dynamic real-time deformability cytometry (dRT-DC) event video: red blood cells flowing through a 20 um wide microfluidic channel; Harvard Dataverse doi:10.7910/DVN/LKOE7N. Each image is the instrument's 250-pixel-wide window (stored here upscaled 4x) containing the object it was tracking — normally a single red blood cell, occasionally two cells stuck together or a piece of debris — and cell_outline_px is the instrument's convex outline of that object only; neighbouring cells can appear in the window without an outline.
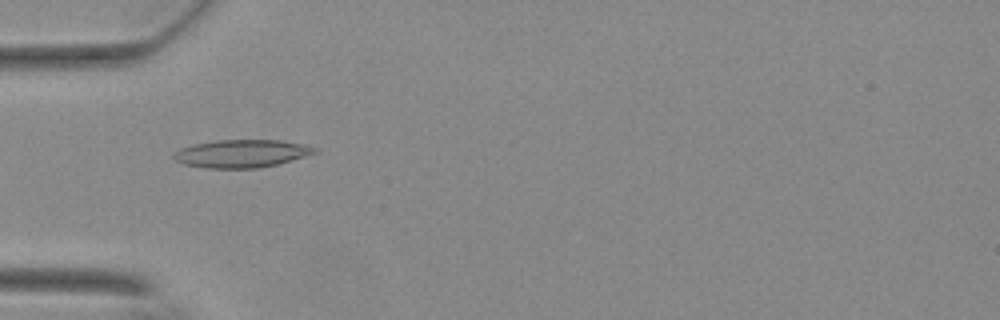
{"species": "Egyptian fruit bat (a non-hibernating species)", "species_latin": "Rousettus aegyptiacus", "temperature_condition": "warm", "stored_images_in_passage": 27, "camera_frame_rate_fps": 3000, "um_per_image_px": 0.085, "animal": {"sex": "female"}, "frame": {"image": 1, "passage_image": 1, "time_ms": 0.0, "image_size_px": [1000, 320], "cell_outline_px": [[320, 152], [276, 164], [260, 168], [208, 168], [184, 164], [176, 160], [172, 156], [172, 152], [180, 148], [192, 144], [216, 140], [280, 140], [304, 144], [320, 148]], "centroid_in_image_um": [20.55, 13.04], "position_along_channel_um": 64.5, "area_um2": 23.06}}
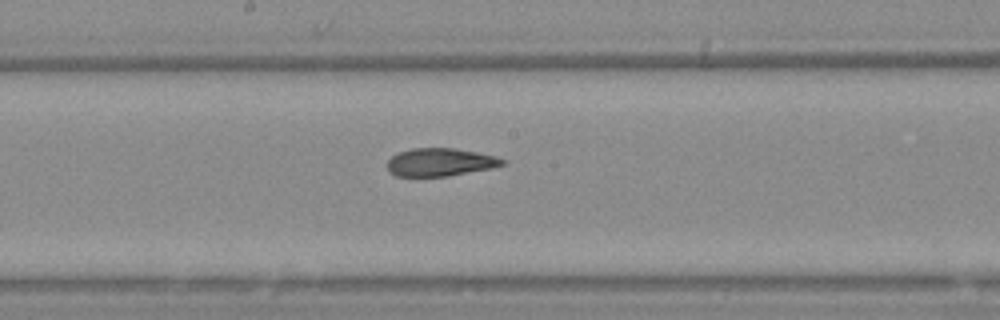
{"frame": {"image": 2, "passage_image": 13, "time_ms": 4.0, "image_size_px": [1000, 320], "cell_outline_px": [[504, 164], [492, 168], [448, 176], [396, 176], [388, 172], [388, 160], [396, 152], [412, 148], [452, 148], [476, 152], [496, 156], [504, 160]], "centroid_in_image_um": [37.37, 13.78], "position_along_channel_um": 210.8, "area_um2": 18.73}}
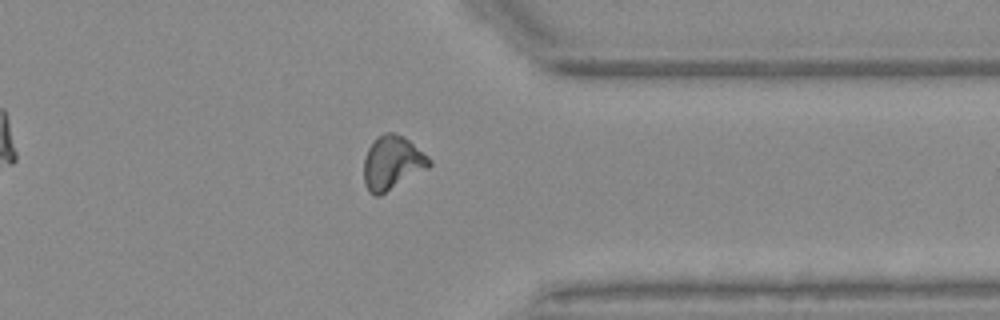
{"frame": {"image": 3, "passage_image": 27, "time_ms": 8.667, "image_size_px": [1000, 320], "cell_outline_px": [[432, 164], [428, 168], [380, 196], [376, 196], [368, 192], [364, 184], [364, 156], [368, 148], [376, 136], [384, 132], [392, 132], [404, 136], [428, 156], [432, 160]], "centroid_in_image_um": [33.32, 13.83], "position_along_channel_um": 378.1, "area_um2": 20.75}, "authors_computed_cell_mechanics": {"area_um2": 19.652, "velocity_mm_per_s": 3.6995, "shape_relaxation_time_tau1_ms": null, "shape_relaxation_time_tau2_ms": 2.7581, "deformation_change_tau1": null, "deformation_change_tau2": 0.0967}}